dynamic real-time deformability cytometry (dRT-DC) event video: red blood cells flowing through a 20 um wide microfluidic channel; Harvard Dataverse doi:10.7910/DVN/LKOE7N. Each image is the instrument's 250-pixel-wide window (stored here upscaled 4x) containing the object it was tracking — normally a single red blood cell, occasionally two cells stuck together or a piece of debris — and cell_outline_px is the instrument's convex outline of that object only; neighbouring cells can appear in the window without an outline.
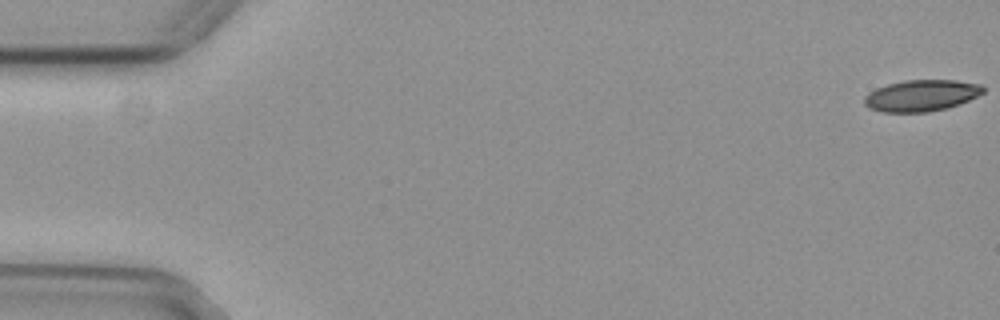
{"species": "common noctule bat (a hibernating species)", "species_latin": "Nyctalus noctula", "temperature_condition": "cold", "stored_images_in_passage": 56, "camera_frame_rate_fps": 3000, "um_per_image_px": 0.085, "animal": {"sex": "female", "body_mass_g": 29.2, "forearm_length_mm": 56.3}, "frame": {"image": 1, "passage_image": 1, "time_ms": 0.0, "image_size_px": [1000, 320], "cell_outline_px": [[984, 92], [960, 104], [948, 108], [928, 112], [880, 112], [868, 108], [864, 104], [864, 96], [868, 92], [876, 88], [888, 84], [904, 80], [956, 80], [980, 84], [984, 88]], "centroid_in_image_um": [78.28, 8.12], "position_along_channel_um": 6.7, "area_um2": 21.91}}
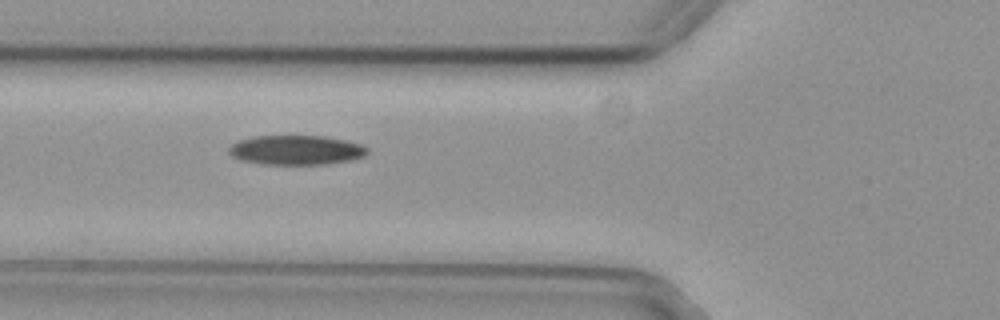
{"frame": {"image": 2, "passage_image": 21, "time_ms": 6.667, "image_size_px": [1000, 320], "cell_outline_px": [[368, 152], [364, 156], [348, 160], [324, 164], [264, 164], [240, 160], [232, 156], [228, 152], [228, 148], [232, 144], [240, 140], [252, 136], [324, 136], [348, 140], [360, 144], [368, 148]], "centroid_in_image_um": [25.16, 12.74], "position_along_channel_um": 100.6, "area_um2": 23.76}}
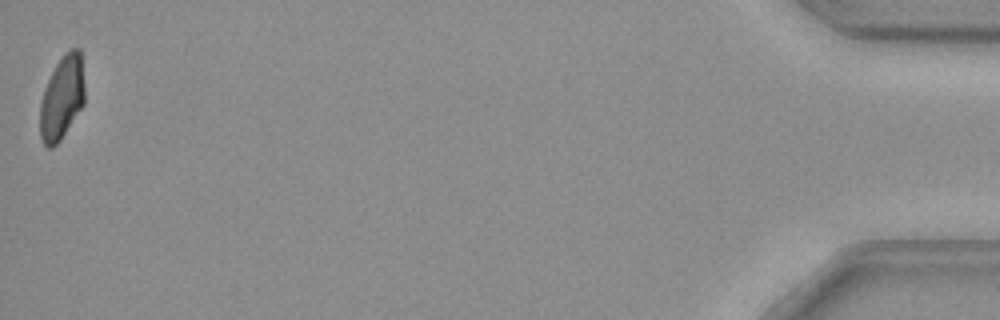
{"frame": {"image": 3, "passage_image": 56, "time_ms": 18.333, "image_size_px": [1000, 320], "cell_outline_px": [[84, 104], [60, 140], [52, 148], [48, 148], [44, 144], [40, 136], [40, 104], [44, 88], [56, 64], [64, 52], [72, 48], [80, 48], [84, 84]], "centroid_in_image_um": [5.26, 8.29], "position_along_channel_um": 429.9, "area_um2": 21.73}, "authors_computed_cell_mechanics": {"area_um2": 23.3512, "velocity_mm_per_s": 3.7103, "shape_relaxation_time_tau1_ms": 8.0568, "shape_relaxation_time_tau2_ms": null, "deformation_change_tau1": 0.1738, "deformation_change_tau2": null}}